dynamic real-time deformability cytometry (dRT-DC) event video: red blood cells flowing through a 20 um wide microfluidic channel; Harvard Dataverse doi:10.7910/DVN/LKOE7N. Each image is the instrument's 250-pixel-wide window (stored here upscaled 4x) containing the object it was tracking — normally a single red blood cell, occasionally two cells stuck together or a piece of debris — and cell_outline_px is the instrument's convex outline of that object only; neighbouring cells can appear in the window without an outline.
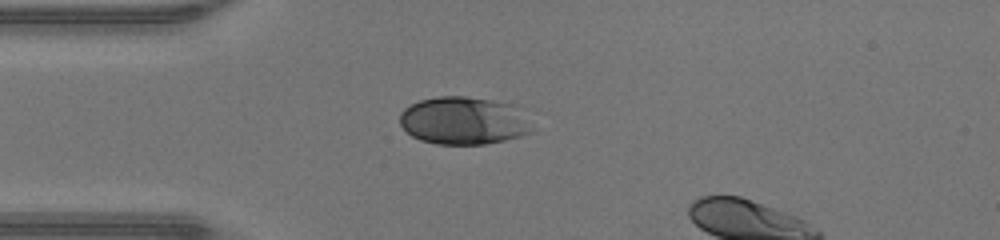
{"species": "human", "species_latin": "Homo sapiens", "temperature_condition": "warm", "stored_images_in_passage": 31, "camera_frame_rate_fps": 3000, "um_per_image_px": 0.085, "donor": {"sex": "male"}, "frame": {"image": 1, "passage_image": 1, "time_ms": 0.0, "image_size_px": [1000, 240], "cell_outline_px": [[536, 132], [504, 140], [484, 144], [436, 144], [420, 140], [412, 136], [400, 124], [400, 112], [404, 108], [420, 100], [440, 96], [464, 96], [516, 104]], "centroid_in_image_um": [39.43, 10.26], "position_along_channel_um": 45.6, "area_um2": 36.93}}
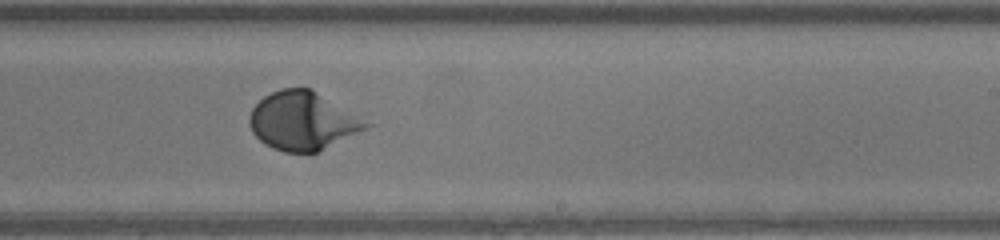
{"frame": {"image": 2, "passage_image": 17, "time_ms": 5.333, "image_size_px": [1000, 240], "cell_outline_px": [[372, 124], [316, 152], [284, 152], [272, 148], [264, 144], [252, 132], [248, 120], [248, 116], [252, 108], [264, 96], [280, 88], [308, 88]], "centroid_in_image_um": [25.62, 10.28], "position_along_channel_um": 263.4, "area_um2": 38.49}}
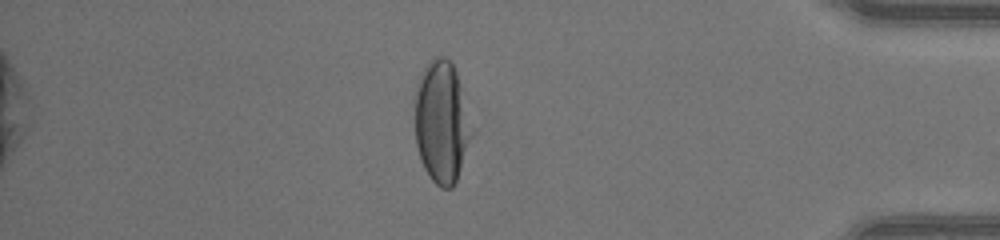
{"frame": {"image": 3, "passage_image": 29, "time_ms": 9.333, "image_size_px": [1000, 240], "cell_outline_px": [[476, 132], [456, 180], [452, 188], [440, 188], [428, 176], [424, 168], [416, 144], [416, 84], [428, 60], [436, 56], [448, 56], [456, 72], [476, 128]], "centroid_in_image_um": [37.61, 10.37], "position_along_channel_um": 397.6, "area_um2": 41.33}}